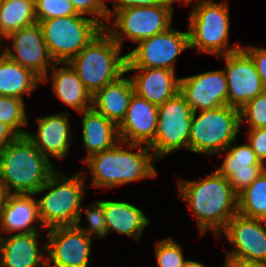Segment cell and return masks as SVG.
Returning a JSON list of instances; mask_svg holds the SVG:
<instances>
[{"instance_id":"44","label":"cell","mask_w":266,"mask_h":267,"mask_svg":"<svg viewBox=\"0 0 266 267\" xmlns=\"http://www.w3.org/2000/svg\"><path fill=\"white\" fill-rule=\"evenodd\" d=\"M178 1L184 2V4L189 5L190 2L195 1V0H176V2Z\"/></svg>"},{"instance_id":"45","label":"cell","mask_w":266,"mask_h":267,"mask_svg":"<svg viewBox=\"0 0 266 267\" xmlns=\"http://www.w3.org/2000/svg\"><path fill=\"white\" fill-rule=\"evenodd\" d=\"M0 47H1V24H0Z\"/></svg>"},{"instance_id":"25","label":"cell","mask_w":266,"mask_h":267,"mask_svg":"<svg viewBox=\"0 0 266 267\" xmlns=\"http://www.w3.org/2000/svg\"><path fill=\"white\" fill-rule=\"evenodd\" d=\"M126 74L125 72L92 96V107L117 126L124 119L131 98L135 94L132 80L126 77Z\"/></svg>"},{"instance_id":"18","label":"cell","mask_w":266,"mask_h":267,"mask_svg":"<svg viewBox=\"0 0 266 267\" xmlns=\"http://www.w3.org/2000/svg\"><path fill=\"white\" fill-rule=\"evenodd\" d=\"M69 113L38 117L37 133L27 131L25 135L48 160L49 156L64 159L70 151L72 129Z\"/></svg>"},{"instance_id":"38","label":"cell","mask_w":266,"mask_h":267,"mask_svg":"<svg viewBox=\"0 0 266 267\" xmlns=\"http://www.w3.org/2000/svg\"><path fill=\"white\" fill-rule=\"evenodd\" d=\"M242 49L251 57L253 60L257 72L260 75L263 87L266 91V48L255 47L253 45L243 46Z\"/></svg>"},{"instance_id":"13","label":"cell","mask_w":266,"mask_h":267,"mask_svg":"<svg viewBox=\"0 0 266 267\" xmlns=\"http://www.w3.org/2000/svg\"><path fill=\"white\" fill-rule=\"evenodd\" d=\"M6 39L11 40L14 52L5 44L1 51L10 60L31 70L43 80L55 62L48 52L40 24L37 22L12 32Z\"/></svg>"},{"instance_id":"17","label":"cell","mask_w":266,"mask_h":267,"mask_svg":"<svg viewBox=\"0 0 266 267\" xmlns=\"http://www.w3.org/2000/svg\"><path fill=\"white\" fill-rule=\"evenodd\" d=\"M236 141L237 139L224 150L226 155L216 171L228 179L238 195L266 170V166L260 162L248 142L238 145Z\"/></svg>"},{"instance_id":"16","label":"cell","mask_w":266,"mask_h":267,"mask_svg":"<svg viewBox=\"0 0 266 267\" xmlns=\"http://www.w3.org/2000/svg\"><path fill=\"white\" fill-rule=\"evenodd\" d=\"M179 92L193 112L227 105L228 87L223 69L180 78Z\"/></svg>"},{"instance_id":"29","label":"cell","mask_w":266,"mask_h":267,"mask_svg":"<svg viewBox=\"0 0 266 267\" xmlns=\"http://www.w3.org/2000/svg\"><path fill=\"white\" fill-rule=\"evenodd\" d=\"M238 213L255 219L266 214V170L238 194Z\"/></svg>"},{"instance_id":"37","label":"cell","mask_w":266,"mask_h":267,"mask_svg":"<svg viewBox=\"0 0 266 267\" xmlns=\"http://www.w3.org/2000/svg\"><path fill=\"white\" fill-rule=\"evenodd\" d=\"M111 1L114 4V10L112 11L107 3H106V10L108 14V20L113 17V15L122 9H127L130 7H137V6H155L160 4H174L176 0H106Z\"/></svg>"},{"instance_id":"21","label":"cell","mask_w":266,"mask_h":267,"mask_svg":"<svg viewBox=\"0 0 266 267\" xmlns=\"http://www.w3.org/2000/svg\"><path fill=\"white\" fill-rule=\"evenodd\" d=\"M135 72L130 76L134 92L138 97L155 105H161L179 92L180 77L175 71L166 68H126V73Z\"/></svg>"},{"instance_id":"33","label":"cell","mask_w":266,"mask_h":267,"mask_svg":"<svg viewBox=\"0 0 266 267\" xmlns=\"http://www.w3.org/2000/svg\"><path fill=\"white\" fill-rule=\"evenodd\" d=\"M240 110V126L248 123L250 129L266 128V91L246 103Z\"/></svg>"},{"instance_id":"31","label":"cell","mask_w":266,"mask_h":267,"mask_svg":"<svg viewBox=\"0 0 266 267\" xmlns=\"http://www.w3.org/2000/svg\"><path fill=\"white\" fill-rule=\"evenodd\" d=\"M82 210H85L88 226L85 228L81 224L82 222ZM75 226L80 228L88 236H95L96 238H104L107 236V226L105 222V209L104 200L94 201L89 206H82L78 215Z\"/></svg>"},{"instance_id":"4","label":"cell","mask_w":266,"mask_h":267,"mask_svg":"<svg viewBox=\"0 0 266 267\" xmlns=\"http://www.w3.org/2000/svg\"><path fill=\"white\" fill-rule=\"evenodd\" d=\"M105 28L67 63L92 96L126 72V54Z\"/></svg>"},{"instance_id":"36","label":"cell","mask_w":266,"mask_h":267,"mask_svg":"<svg viewBox=\"0 0 266 267\" xmlns=\"http://www.w3.org/2000/svg\"><path fill=\"white\" fill-rule=\"evenodd\" d=\"M260 162H266V128L249 129L247 141Z\"/></svg>"},{"instance_id":"39","label":"cell","mask_w":266,"mask_h":267,"mask_svg":"<svg viewBox=\"0 0 266 267\" xmlns=\"http://www.w3.org/2000/svg\"><path fill=\"white\" fill-rule=\"evenodd\" d=\"M223 267H266L264 262L247 261L226 256Z\"/></svg>"},{"instance_id":"20","label":"cell","mask_w":266,"mask_h":267,"mask_svg":"<svg viewBox=\"0 0 266 267\" xmlns=\"http://www.w3.org/2000/svg\"><path fill=\"white\" fill-rule=\"evenodd\" d=\"M40 235L46 237L40 232L0 236V267H47L46 241L39 247Z\"/></svg>"},{"instance_id":"35","label":"cell","mask_w":266,"mask_h":267,"mask_svg":"<svg viewBox=\"0 0 266 267\" xmlns=\"http://www.w3.org/2000/svg\"><path fill=\"white\" fill-rule=\"evenodd\" d=\"M76 12L81 15L95 16V21H97L103 28L106 27L108 23V14L106 10V0H69Z\"/></svg>"},{"instance_id":"8","label":"cell","mask_w":266,"mask_h":267,"mask_svg":"<svg viewBox=\"0 0 266 267\" xmlns=\"http://www.w3.org/2000/svg\"><path fill=\"white\" fill-rule=\"evenodd\" d=\"M39 24L55 63L68 62L104 29L94 18L81 14L41 20Z\"/></svg>"},{"instance_id":"9","label":"cell","mask_w":266,"mask_h":267,"mask_svg":"<svg viewBox=\"0 0 266 267\" xmlns=\"http://www.w3.org/2000/svg\"><path fill=\"white\" fill-rule=\"evenodd\" d=\"M173 7V4H160L122 9L108 20L105 30L121 48L126 38L138 43L172 26Z\"/></svg>"},{"instance_id":"32","label":"cell","mask_w":266,"mask_h":267,"mask_svg":"<svg viewBox=\"0 0 266 267\" xmlns=\"http://www.w3.org/2000/svg\"><path fill=\"white\" fill-rule=\"evenodd\" d=\"M155 260L158 267H186L183 247L171 237L159 240L155 245Z\"/></svg>"},{"instance_id":"23","label":"cell","mask_w":266,"mask_h":267,"mask_svg":"<svg viewBox=\"0 0 266 267\" xmlns=\"http://www.w3.org/2000/svg\"><path fill=\"white\" fill-rule=\"evenodd\" d=\"M60 64H63L64 67H60ZM50 81L54 94L71 109L81 113L92 107V94L84 87L82 81L67 62L55 63L52 66L42 80L43 83Z\"/></svg>"},{"instance_id":"26","label":"cell","mask_w":266,"mask_h":267,"mask_svg":"<svg viewBox=\"0 0 266 267\" xmlns=\"http://www.w3.org/2000/svg\"><path fill=\"white\" fill-rule=\"evenodd\" d=\"M107 235L112 231L125 234L137 242L144 229L150 224L145 213L138 207L125 201H104Z\"/></svg>"},{"instance_id":"34","label":"cell","mask_w":266,"mask_h":267,"mask_svg":"<svg viewBox=\"0 0 266 267\" xmlns=\"http://www.w3.org/2000/svg\"><path fill=\"white\" fill-rule=\"evenodd\" d=\"M36 20L52 19L78 15L73 4L69 0H34Z\"/></svg>"},{"instance_id":"3","label":"cell","mask_w":266,"mask_h":267,"mask_svg":"<svg viewBox=\"0 0 266 267\" xmlns=\"http://www.w3.org/2000/svg\"><path fill=\"white\" fill-rule=\"evenodd\" d=\"M55 171L26 136L0 149V180L11 194H35Z\"/></svg>"},{"instance_id":"15","label":"cell","mask_w":266,"mask_h":267,"mask_svg":"<svg viewBox=\"0 0 266 267\" xmlns=\"http://www.w3.org/2000/svg\"><path fill=\"white\" fill-rule=\"evenodd\" d=\"M222 234L233 247L226 251V256L266 263V230L257 219L237 213L218 238Z\"/></svg>"},{"instance_id":"22","label":"cell","mask_w":266,"mask_h":267,"mask_svg":"<svg viewBox=\"0 0 266 267\" xmlns=\"http://www.w3.org/2000/svg\"><path fill=\"white\" fill-rule=\"evenodd\" d=\"M35 194H10L7 203L0 211V236L39 232V226L46 230L39 216ZM38 226H37V225Z\"/></svg>"},{"instance_id":"2","label":"cell","mask_w":266,"mask_h":267,"mask_svg":"<svg viewBox=\"0 0 266 267\" xmlns=\"http://www.w3.org/2000/svg\"><path fill=\"white\" fill-rule=\"evenodd\" d=\"M134 149L137 152L132 151ZM151 152L146 145L120 141L113 148L90 156L83 163L91 172V186L110 189L156 177L157 160Z\"/></svg>"},{"instance_id":"42","label":"cell","mask_w":266,"mask_h":267,"mask_svg":"<svg viewBox=\"0 0 266 267\" xmlns=\"http://www.w3.org/2000/svg\"><path fill=\"white\" fill-rule=\"evenodd\" d=\"M186 267H205V265L198 261L188 260Z\"/></svg>"},{"instance_id":"10","label":"cell","mask_w":266,"mask_h":267,"mask_svg":"<svg viewBox=\"0 0 266 267\" xmlns=\"http://www.w3.org/2000/svg\"><path fill=\"white\" fill-rule=\"evenodd\" d=\"M193 111L178 92L158 105V123L154 141L148 146L156 160L180 149L189 151Z\"/></svg>"},{"instance_id":"12","label":"cell","mask_w":266,"mask_h":267,"mask_svg":"<svg viewBox=\"0 0 266 267\" xmlns=\"http://www.w3.org/2000/svg\"><path fill=\"white\" fill-rule=\"evenodd\" d=\"M46 231L47 267H89L92 237L75 225Z\"/></svg>"},{"instance_id":"30","label":"cell","mask_w":266,"mask_h":267,"mask_svg":"<svg viewBox=\"0 0 266 267\" xmlns=\"http://www.w3.org/2000/svg\"><path fill=\"white\" fill-rule=\"evenodd\" d=\"M0 121L9 126L18 136H25L28 126L24 100L0 96Z\"/></svg>"},{"instance_id":"11","label":"cell","mask_w":266,"mask_h":267,"mask_svg":"<svg viewBox=\"0 0 266 267\" xmlns=\"http://www.w3.org/2000/svg\"><path fill=\"white\" fill-rule=\"evenodd\" d=\"M189 48V32L169 27L144 39L126 54V68H166L175 71L176 58Z\"/></svg>"},{"instance_id":"14","label":"cell","mask_w":266,"mask_h":267,"mask_svg":"<svg viewBox=\"0 0 266 267\" xmlns=\"http://www.w3.org/2000/svg\"><path fill=\"white\" fill-rule=\"evenodd\" d=\"M225 60L223 71L227 79V105L241 109L265 89L251 57L243 50L218 56Z\"/></svg>"},{"instance_id":"43","label":"cell","mask_w":266,"mask_h":267,"mask_svg":"<svg viewBox=\"0 0 266 267\" xmlns=\"http://www.w3.org/2000/svg\"><path fill=\"white\" fill-rule=\"evenodd\" d=\"M259 224L261 225L262 228L266 230V214L261 215L259 218H257Z\"/></svg>"},{"instance_id":"24","label":"cell","mask_w":266,"mask_h":267,"mask_svg":"<svg viewBox=\"0 0 266 267\" xmlns=\"http://www.w3.org/2000/svg\"><path fill=\"white\" fill-rule=\"evenodd\" d=\"M82 141L87 158L99 152L109 150L120 142L118 126L97 112L93 107L81 112Z\"/></svg>"},{"instance_id":"6","label":"cell","mask_w":266,"mask_h":267,"mask_svg":"<svg viewBox=\"0 0 266 267\" xmlns=\"http://www.w3.org/2000/svg\"><path fill=\"white\" fill-rule=\"evenodd\" d=\"M83 172L84 170H80L67 177L56 170L35 193L38 195L47 191L44 196L37 199L39 216L46 230L75 225L86 192L88 177Z\"/></svg>"},{"instance_id":"5","label":"cell","mask_w":266,"mask_h":267,"mask_svg":"<svg viewBox=\"0 0 266 267\" xmlns=\"http://www.w3.org/2000/svg\"><path fill=\"white\" fill-rule=\"evenodd\" d=\"M189 48L212 56L227 55L242 49L240 43L230 46V10L227 1L195 0L190 2Z\"/></svg>"},{"instance_id":"1","label":"cell","mask_w":266,"mask_h":267,"mask_svg":"<svg viewBox=\"0 0 266 267\" xmlns=\"http://www.w3.org/2000/svg\"><path fill=\"white\" fill-rule=\"evenodd\" d=\"M177 186L179 198L189 205L201 236L211 230L217 238L238 213V195L228 179L216 170L200 180L180 178Z\"/></svg>"},{"instance_id":"27","label":"cell","mask_w":266,"mask_h":267,"mask_svg":"<svg viewBox=\"0 0 266 267\" xmlns=\"http://www.w3.org/2000/svg\"><path fill=\"white\" fill-rule=\"evenodd\" d=\"M40 82L42 80L31 70L10 60L0 51V96L24 100V94H31L40 87Z\"/></svg>"},{"instance_id":"41","label":"cell","mask_w":266,"mask_h":267,"mask_svg":"<svg viewBox=\"0 0 266 267\" xmlns=\"http://www.w3.org/2000/svg\"><path fill=\"white\" fill-rule=\"evenodd\" d=\"M10 194L7 187L0 180V211L7 203Z\"/></svg>"},{"instance_id":"28","label":"cell","mask_w":266,"mask_h":267,"mask_svg":"<svg viewBox=\"0 0 266 267\" xmlns=\"http://www.w3.org/2000/svg\"><path fill=\"white\" fill-rule=\"evenodd\" d=\"M35 23L37 20L34 0H0L1 45L2 39L12 32Z\"/></svg>"},{"instance_id":"19","label":"cell","mask_w":266,"mask_h":267,"mask_svg":"<svg viewBox=\"0 0 266 267\" xmlns=\"http://www.w3.org/2000/svg\"><path fill=\"white\" fill-rule=\"evenodd\" d=\"M157 123L158 106L134 94L118 125L120 141L149 146L154 141Z\"/></svg>"},{"instance_id":"40","label":"cell","mask_w":266,"mask_h":267,"mask_svg":"<svg viewBox=\"0 0 266 267\" xmlns=\"http://www.w3.org/2000/svg\"><path fill=\"white\" fill-rule=\"evenodd\" d=\"M18 135L6 124L0 121V149L13 142Z\"/></svg>"},{"instance_id":"7","label":"cell","mask_w":266,"mask_h":267,"mask_svg":"<svg viewBox=\"0 0 266 267\" xmlns=\"http://www.w3.org/2000/svg\"><path fill=\"white\" fill-rule=\"evenodd\" d=\"M193 112L189 151L200 155L223 156L224 150L237 139L241 129L240 110L223 105L215 109Z\"/></svg>"}]
</instances>
